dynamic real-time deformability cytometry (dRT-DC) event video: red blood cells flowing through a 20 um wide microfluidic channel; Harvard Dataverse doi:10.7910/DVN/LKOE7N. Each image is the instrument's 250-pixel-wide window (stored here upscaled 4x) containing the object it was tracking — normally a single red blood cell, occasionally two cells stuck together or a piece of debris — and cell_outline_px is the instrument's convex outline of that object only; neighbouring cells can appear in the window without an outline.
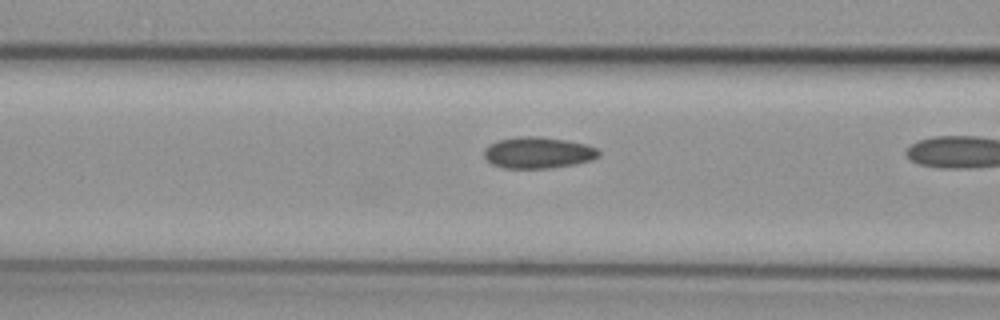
{"species": "common noctule bat (a hibernating species)", "species_latin": "Nyctalus noctula", "temperature_condition": "cold", "stored_images_in_passage": 7, "camera_frame_rate_fps": 3000, "um_per_image_px": 0.085, "animal": {"sex": "female", "body_mass_g": 29.2, "forearm_length_mm": 56.3}, "frame": {"image": 1, "passage_image": 6, "time_ms": 1.667, "image_size_px": [1000, 320], "cell_outline_px": [[600, 156], [592, 160], [576, 164], [548, 168], [504, 168], [492, 164], [484, 156], [484, 148], [488, 144], [496, 140], [520, 136], [540, 136], [568, 140], [588, 144], [596, 148], [600, 152]], "centroid_in_image_um": [45.74, 12.96], "position_along_channel_um": 120.9, "area_um2": 21.27}}